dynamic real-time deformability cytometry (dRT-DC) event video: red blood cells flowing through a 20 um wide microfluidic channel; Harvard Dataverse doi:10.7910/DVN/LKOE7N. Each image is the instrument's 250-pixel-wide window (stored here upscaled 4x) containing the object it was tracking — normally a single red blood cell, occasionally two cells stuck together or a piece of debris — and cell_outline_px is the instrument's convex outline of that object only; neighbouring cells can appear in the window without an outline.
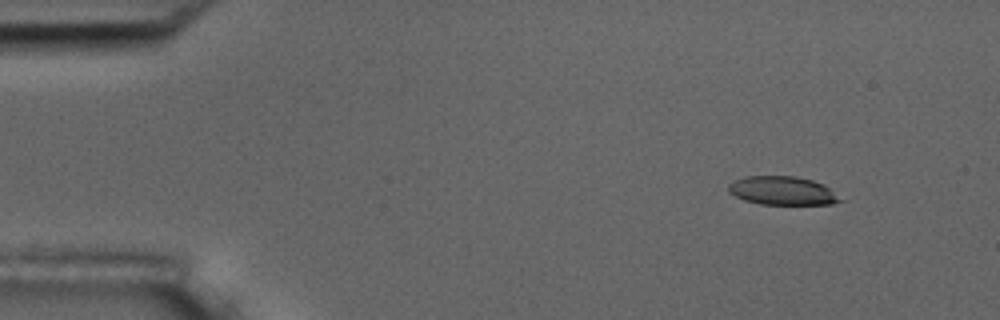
{"species": "common noctule bat (a hibernating species)", "species_latin": "Nyctalus noctula", "temperature_condition": "room temperature", "stored_images_in_passage": 3, "camera_frame_rate_fps": 3000, "um_per_image_px": 0.085, "animal": {"sex": "male", "body_mass_g": 17.5, "forearm_length_mm": 52.3}, "frame": {"image": 1, "passage_image": 1, "time_ms": 0.0, "image_size_px": [1000, 320], "cell_outline_px": [[848, 200], [832, 204], [760, 204], [744, 200], [728, 192], [728, 184], [744, 176], [796, 176], [812, 180], [824, 184]], "centroid_in_image_um": [66.58, 16.21], "position_along_channel_um": 18.4, "area_um2": 18.9}}
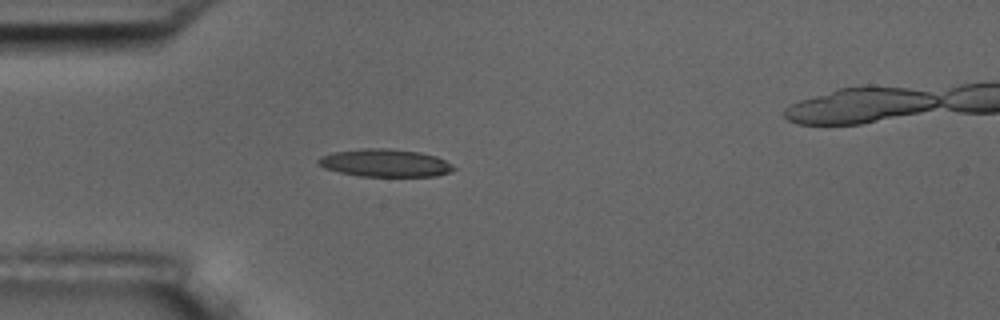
{"frame": {"image": 2, "passage_image": 3, "time_ms": 0.667, "image_size_px": [1000, 320], "cell_outline_px": [[456, 168], [448, 172], [436, 176], [360, 176], [340, 172], [324, 168], [316, 160], [320, 156], [332, 152], [364, 148], [388, 148], [420, 152], [436, 156], [452, 164]], "centroid_in_image_um": [32.72, 13.84], "position_along_channel_um": 52.3, "area_um2": 21.79}}